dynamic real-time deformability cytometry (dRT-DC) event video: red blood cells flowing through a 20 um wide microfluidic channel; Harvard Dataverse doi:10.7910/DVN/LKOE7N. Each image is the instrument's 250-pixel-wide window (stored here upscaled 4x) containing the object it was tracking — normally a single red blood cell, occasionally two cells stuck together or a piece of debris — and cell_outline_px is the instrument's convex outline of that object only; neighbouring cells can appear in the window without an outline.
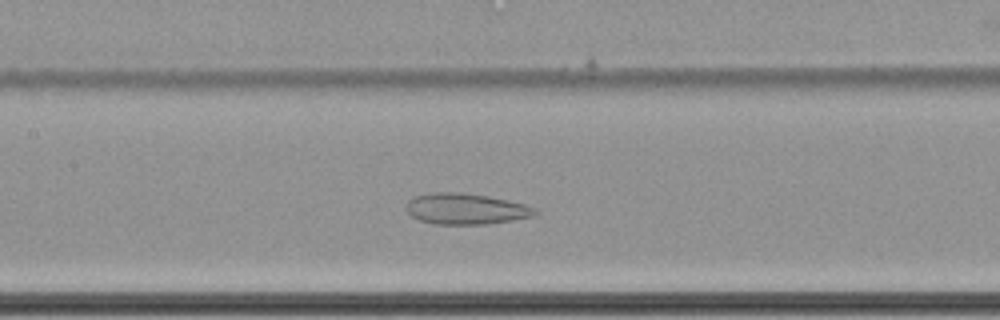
{"species": "common noctule bat (a hibernating species)", "species_latin": "Nyctalus noctula", "temperature_condition": "cold", "stored_images_in_passage": 58, "camera_frame_rate_fps": 3000, "um_per_image_px": 0.085, "animal": {"sex": "female", "body_mass_g": 22.7, "forearm_length_mm": 54.2}, "frame": {"image": 1, "passage_image": 27, "time_ms": 8.667, "image_size_px": [1000, 320], "cell_outline_px": [[540, 212], [536, 216], [488, 224], [436, 224], [420, 220], [412, 216], [408, 212], [408, 200], [416, 196], [432, 192], [460, 192], [488, 196], [508, 200], [524, 204], [536, 208]], "centroid_in_image_um": [39.66, 17.75], "position_along_channel_um": 167.7, "area_um2": 23.24}}
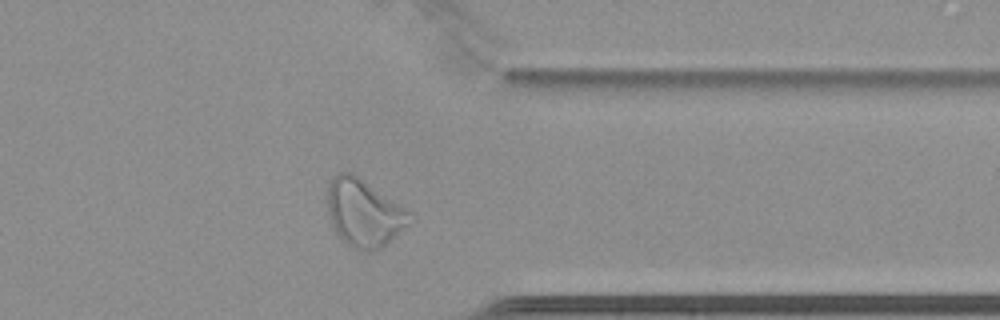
{"frame": {"image": 2, "passage_image": 46, "time_ms": 15.0, "image_size_px": [1000, 320], "cell_outline_px": [[416, 220], [380, 248], [368, 252], [352, 248], [336, 236], [332, 228], [328, 212], [328, 180], [340, 172], [348, 172], [356, 176], [404, 208]], "centroid_in_image_um": [30.91, 18.15], "position_along_channel_um": 380.5, "area_um2": 32.08}}
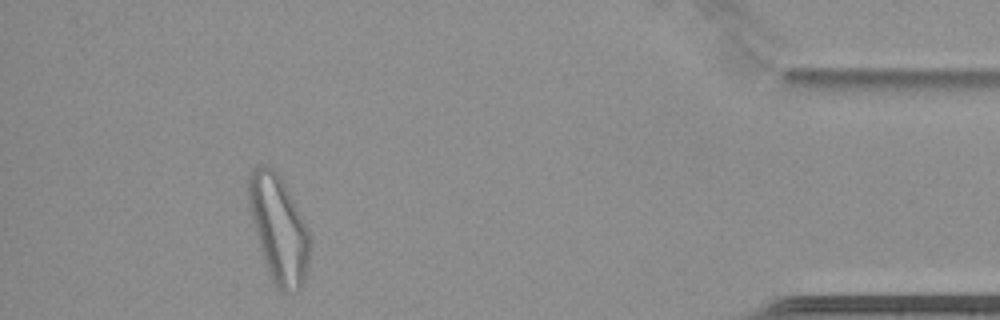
{"frame": {"image": 3, "passage_image": 53, "time_ms": 17.333, "image_size_px": [1000, 320], "cell_outline_px": [[308, 260], [304, 280], [300, 288], [292, 296], [288, 296], [280, 292], [272, 280], [268, 272], [260, 248], [252, 220], [248, 204], [248, 176], [252, 168], [260, 164], [268, 164], [280, 176], [308, 228]], "centroid_in_image_um": [23.66, 19.47], "position_along_channel_um": 411.5, "area_um2": 37.97}}